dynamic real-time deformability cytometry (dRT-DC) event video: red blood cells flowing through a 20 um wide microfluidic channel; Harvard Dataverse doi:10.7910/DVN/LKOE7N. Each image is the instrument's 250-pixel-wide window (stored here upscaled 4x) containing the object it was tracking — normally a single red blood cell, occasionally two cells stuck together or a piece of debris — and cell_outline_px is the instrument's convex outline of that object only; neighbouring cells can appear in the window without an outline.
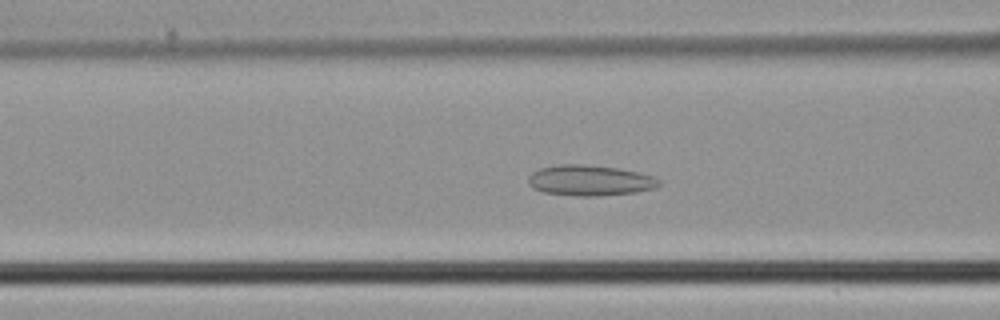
{"species": "common noctule bat (a hibernating species)", "species_latin": "Nyctalus noctula", "temperature_condition": "cold", "stored_images_in_passage": 46, "camera_frame_rate_fps": 3000, "um_per_image_px": 0.085, "animal": {"sex": "male", "body_mass_g": 21.5, "forearm_length_mm": 52.0}, "frame": {"image": 1, "passage_image": 18, "time_ms": 5.667, "image_size_px": [1000, 320], "cell_outline_px": [[660, 184], [656, 188], [636, 192], [596, 196], [576, 196], [544, 192], [532, 188], [528, 184], [528, 176], [532, 172], [540, 168], [560, 164], [580, 164], [620, 168], [652, 176], [660, 180]], "centroid_in_image_um": [50.12, 15.34], "position_along_channel_um": 116.5, "area_um2": 23.35}}
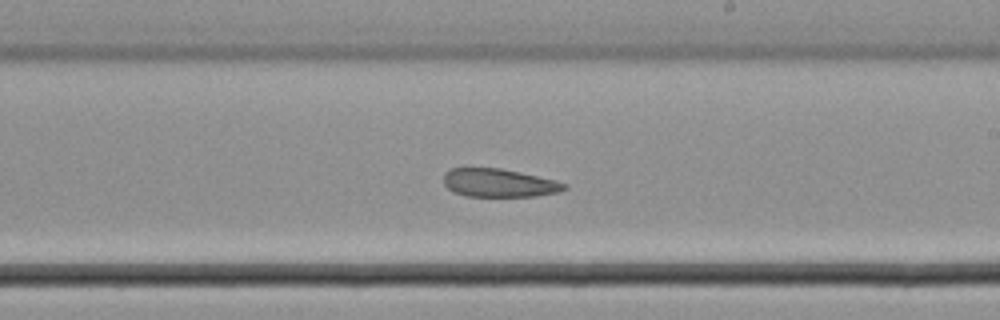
{"frame": {"image": 2, "passage_image": 27, "time_ms": 8.667, "image_size_px": [1000, 320], "cell_outline_px": [[568, 188], [560, 192], [536, 196], [464, 196], [452, 192], [444, 184], [444, 172], [452, 168], [500, 168], [520, 172], [556, 180], [568, 184]], "centroid_in_image_um": [42.43, 15.55], "position_along_channel_um": 246.6, "area_um2": 20.06}}
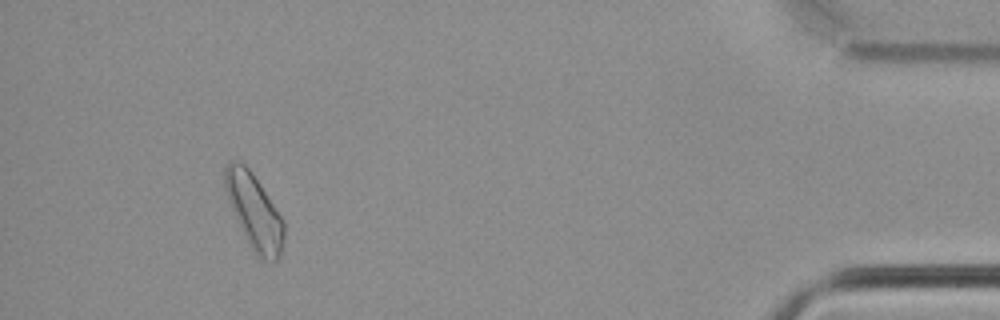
{"frame": {"image": 3, "passage_image": 43, "time_ms": 14.0, "image_size_px": [1000, 320], "cell_outline_px": [[284, 240], [280, 256], [272, 264], [260, 260], [256, 256], [232, 208], [224, 188], [224, 168], [232, 160], [244, 164], [252, 172], [284, 220]], "centroid_in_image_um": [21.64, 18.02], "position_along_channel_um": 413.6, "area_um2": 25.49}}